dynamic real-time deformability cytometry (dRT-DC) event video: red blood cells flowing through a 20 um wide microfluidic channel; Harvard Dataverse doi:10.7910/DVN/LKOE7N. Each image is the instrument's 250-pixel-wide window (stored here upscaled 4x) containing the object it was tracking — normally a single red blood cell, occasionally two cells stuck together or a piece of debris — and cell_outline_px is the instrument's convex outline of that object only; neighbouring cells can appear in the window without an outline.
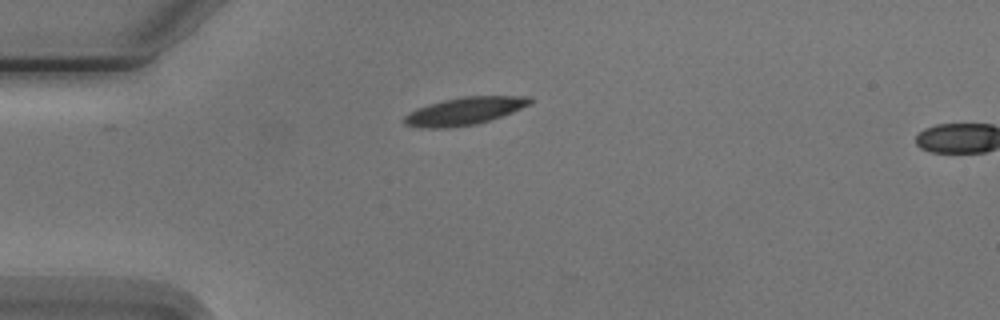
{"species": "Egyptian fruit bat (a non-hibernating species)", "species_latin": "Rousettus aegyptiacus", "temperature_condition": "cold", "stored_images_in_passage": 5, "camera_frame_rate_fps": 3000, "um_per_image_px": 0.085, "animal": {"sex": "male"}, "frame": {"image": 1, "passage_image": 1, "time_ms": 0.0, "image_size_px": [1000, 320], "cell_outline_px": [[532, 104], [512, 112], [476, 124], [444, 128], [420, 128], [404, 124], [400, 120], [408, 112], [416, 108], [428, 104], [460, 96], [532, 96]], "centroid_in_image_um": [39.44, 9.43], "position_along_channel_um": 45.6, "area_um2": 20.4}}
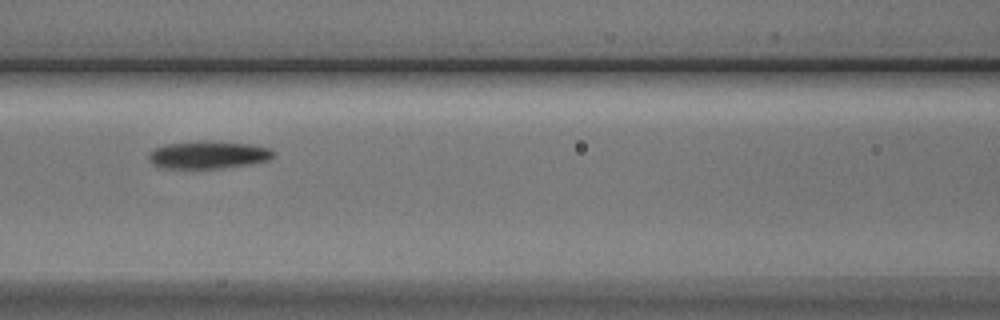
{"frame": {"image": 2, "passage_image": 4, "time_ms": 3.333, "image_size_px": [1000, 320], "cell_outline_px": [[276, 156], [268, 160], [248, 164], [224, 168], [160, 168], [152, 164], [148, 160], [148, 152], [164, 144], [252, 144], [272, 148], [276, 152]], "centroid_in_image_um": [17.72, 13.22], "position_along_channel_um": 148.9, "area_um2": 19.19}}
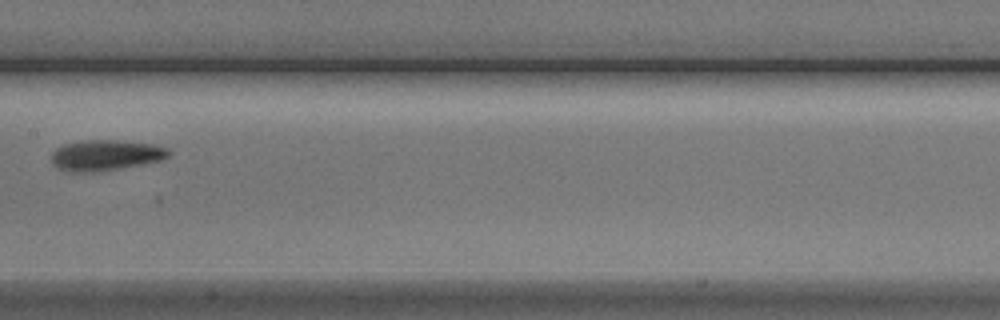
{"frame": {"image": 3, "passage_image": 5, "time_ms": 4.667, "image_size_px": [1000, 320], "cell_outline_px": [[172, 152], [168, 156], [160, 160], [144, 164], [96, 172], [68, 172], [52, 164], [52, 152], [56, 148], [64, 144], [84, 140], [116, 140], [152, 144], [168, 148]], "centroid_in_image_um": [8.97, 13.19], "position_along_channel_um": 198.4, "area_um2": 20.98}}